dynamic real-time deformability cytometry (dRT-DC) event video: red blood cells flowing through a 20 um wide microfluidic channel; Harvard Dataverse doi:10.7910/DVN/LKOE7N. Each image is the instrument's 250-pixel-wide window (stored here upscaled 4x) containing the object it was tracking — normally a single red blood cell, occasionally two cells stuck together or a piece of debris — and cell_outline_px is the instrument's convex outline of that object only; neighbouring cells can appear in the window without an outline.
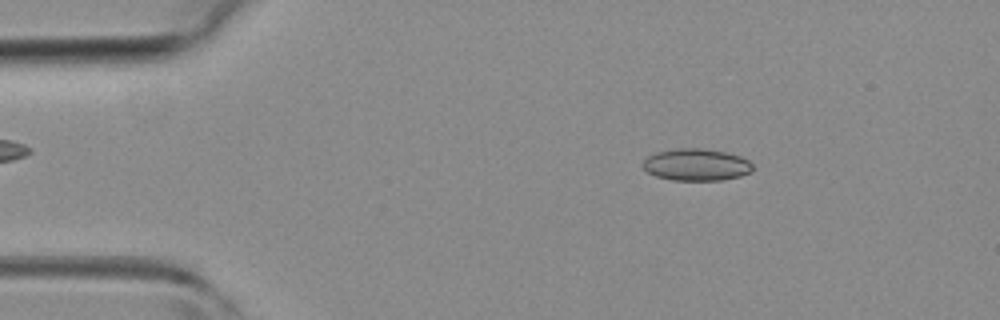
{"species": "common noctule bat (a hibernating species)", "species_latin": "Nyctalus noctula", "temperature_condition": "room temperature", "stored_images_in_passage": 43, "camera_frame_rate_fps": 3000, "um_per_image_px": 0.085, "animal": {"sex": "female", "body_mass_g": 19.3, "forearm_length_mm": 54.1}, "frame": {"image": 1, "passage_image": 6, "time_ms": 1.667, "image_size_px": [1000, 320], "cell_outline_px": [[752, 172], [740, 176], [720, 180], [672, 180], [656, 176], [648, 172], [640, 164], [648, 156], [656, 152], [676, 148], [704, 148], [724, 152], [740, 156], [748, 160], [752, 164]], "centroid_in_image_um": [59.17, 13.99], "position_along_channel_um": 25.8, "area_um2": 20.52}}
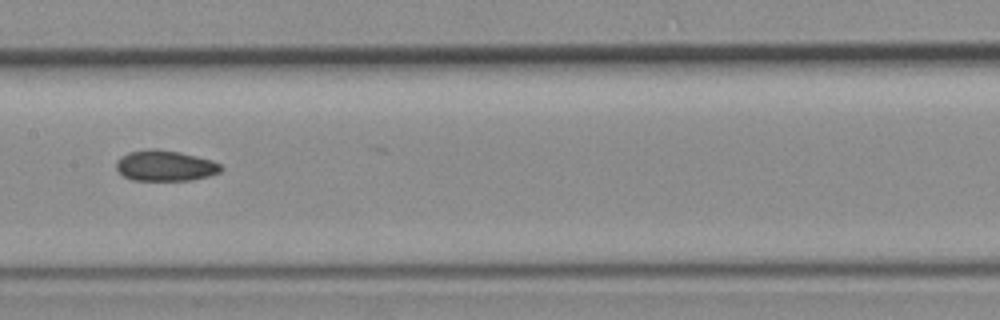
{"frame": {"image": 2, "passage_image": 21, "time_ms": 6.667, "image_size_px": [1000, 320], "cell_outline_px": [[224, 168], [220, 172], [208, 176], [192, 180], [132, 180], [124, 176], [116, 168], [116, 160], [120, 156], [128, 152], [152, 148], [156, 148], [180, 152], [212, 160], [220, 164]], "centroid_in_image_um": [14.03, 14.07], "position_along_channel_um": 193.4, "area_um2": 18.84}}
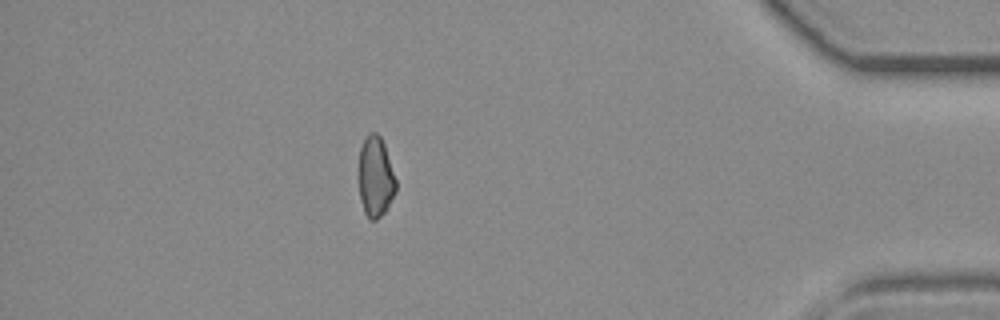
{"frame": {"image": 3, "passage_image": 38, "time_ms": 12.333, "image_size_px": [1000, 320], "cell_outline_px": [[396, 192], [384, 212], [376, 220], [368, 220], [364, 212], [360, 200], [360, 148], [368, 132], [376, 132], [380, 136], [384, 144], [396, 180]], "centroid_in_image_um": [31.93, 15.05], "position_along_channel_um": 403.3, "area_um2": 17.22}}